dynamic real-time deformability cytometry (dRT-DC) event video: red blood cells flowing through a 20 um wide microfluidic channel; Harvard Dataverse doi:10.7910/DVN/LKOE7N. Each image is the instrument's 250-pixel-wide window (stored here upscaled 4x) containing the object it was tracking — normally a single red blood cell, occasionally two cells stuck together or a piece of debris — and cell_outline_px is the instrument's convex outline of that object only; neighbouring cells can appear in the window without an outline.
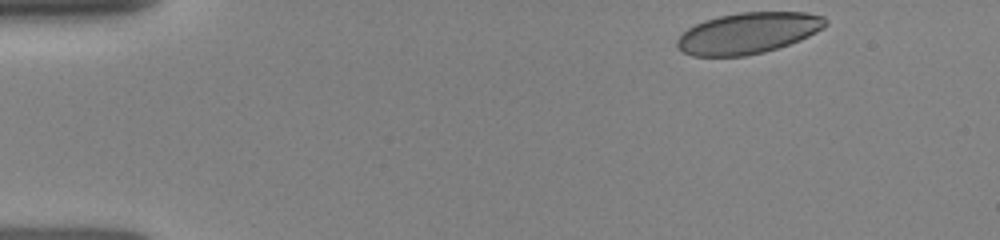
{"species": "human", "species_latin": "Homo sapiens", "temperature_condition": "room temperature", "stored_images_in_passage": 44, "camera_frame_rate_fps": 3000, "um_per_image_px": 0.085, "donor": {"sex": "female"}, "frame": {"image": 1, "passage_image": 1, "time_ms": 0.0, "image_size_px": [1000, 240], "cell_outline_px": [[828, 24], [824, 28], [800, 40], [764, 52], [744, 56], [692, 56], [684, 52], [676, 44], [676, 40], [688, 28], [704, 20], [720, 16], [740, 12], [804, 12], [824, 16], [828, 20]], "centroid_in_image_um": [63.61, 2.8], "position_along_channel_um": 21.4, "area_um2": 35.43}}
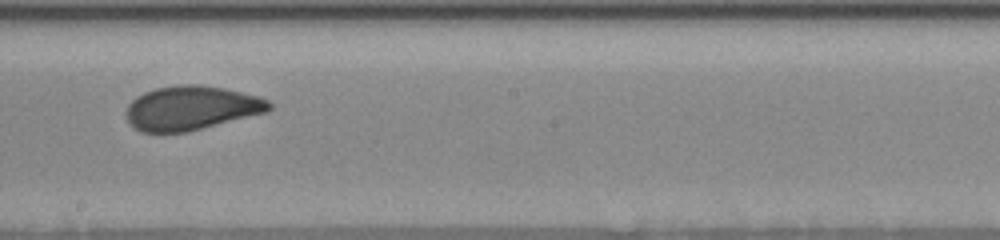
{"frame": {"image": 2, "passage_image": 24, "time_ms": 7.333, "image_size_px": [1000, 240], "cell_outline_px": [[272, 108], [268, 112], [188, 132], [140, 132], [128, 120], [124, 112], [128, 104], [136, 96], [144, 92], [156, 88], [180, 84], [196, 84], [224, 88], [256, 96], [268, 100], [272, 104]], "centroid_in_image_um": [16.25, 9.18], "position_along_channel_um": 231.9, "area_um2": 36.88}}
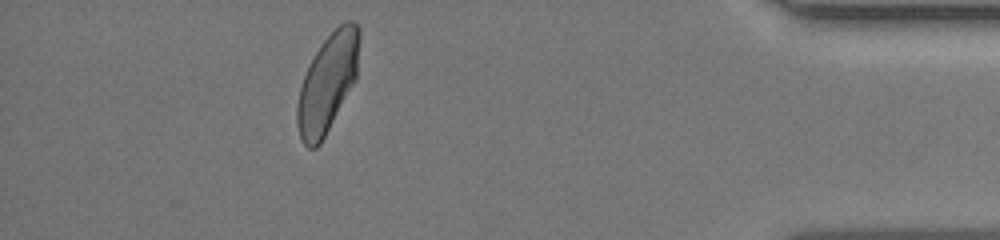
{"frame": {"image": 3, "passage_image": 40, "time_ms": 12.667, "image_size_px": [1000, 240], "cell_outline_px": [[360, 40], [356, 80], [320, 144], [316, 148], [308, 148], [300, 140], [296, 124], [296, 108], [300, 88], [304, 76], [316, 52], [324, 40], [344, 20], [352, 20], [360, 28]], "centroid_in_image_um": [27.85, 7.06], "position_along_channel_um": 407.4, "area_um2": 35.49}}